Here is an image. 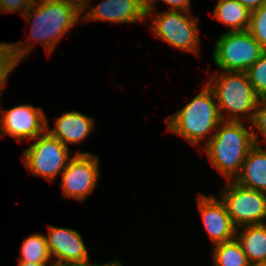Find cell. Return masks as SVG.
Wrapping results in <instances>:
<instances>
[{
  "label": "cell",
  "mask_w": 266,
  "mask_h": 266,
  "mask_svg": "<svg viewBox=\"0 0 266 266\" xmlns=\"http://www.w3.org/2000/svg\"><path fill=\"white\" fill-rule=\"evenodd\" d=\"M29 43V41L28 43H0V96L3 87L7 84L9 74L12 73L22 59L30 54L33 43Z\"/></svg>",
  "instance_id": "18"
},
{
  "label": "cell",
  "mask_w": 266,
  "mask_h": 266,
  "mask_svg": "<svg viewBox=\"0 0 266 266\" xmlns=\"http://www.w3.org/2000/svg\"><path fill=\"white\" fill-rule=\"evenodd\" d=\"M20 252L21 256L18 260L30 264H48L52 259L46 236L42 233H34L25 238Z\"/></svg>",
  "instance_id": "19"
},
{
  "label": "cell",
  "mask_w": 266,
  "mask_h": 266,
  "mask_svg": "<svg viewBox=\"0 0 266 266\" xmlns=\"http://www.w3.org/2000/svg\"><path fill=\"white\" fill-rule=\"evenodd\" d=\"M26 3L29 5V6H33V5H37L39 4L40 2H42L43 0H25Z\"/></svg>",
  "instance_id": "30"
},
{
  "label": "cell",
  "mask_w": 266,
  "mask_h": 266,
  "mask_svg": "<svg viewBox=\"0 0 266 266\" xmlns=\"http://www.w3.org/2000/svg\"><path fill=\"white\" fill-rule=\"evenodd\" d=\"M23 152L22 160L28 172L53 181L66 168L70 150L47 131L37 136Z\"/></svg>",
  "instance_id": "7"
},
{
  "label": "cell",
  "mask_w": 266,
  "mask_h": 266,
  "mask_svg": "<svg viewBox=\"0 0 266 266\" xmlns=\"http://www.w3.org/2000/svg\"><path fill=\"white\" fill-rule=\"evenodd\" d=\"M0 112V137L9 135L20 143L24 139L34 140L47 130L45 113L32 104H21Z\"/></svg>",
  "instance_id": "10"
},
{
  "label": "cell",
  "mask_w": 266,
  "mask_h": 266,
  "mask_svg": "<svg viewBox=\"0 0 266 266\" xmlns=\"http://www.w3.org/2000/svg\"><path fill=\"white\" fill-rule=\"evenodd\" d=\"M242 5H244L250 12L258 9L261 7L264 3H266V0H238Z\"/></svg>",
  "instance_id": "26"
},
{
  "label": "cell",
  "mask_w": 266,
  "mask_h": 266,
  "mask_svg": "<svg viewBox=\"0 0 266 266\" xmlns=\"http://www.w3.org/2000/svg\"><path fill=\"white\" fill-rule=\"evenodd\" d=\"M80 15L69 0H43L30 6L22 16L31 29L27 39L40 41L50 55L61 38L82 18Z\"/></svg>",
  "instance_id": "3"
},
{
  "label": "cell",
  "mask_w": 266,
  "mask_h": 266,
  "mask_svg": "<svg viewBox=\"0 0 266 266\" xmlns=\"http://www.w3.org/2000/svg\"><path fill=\"white\" fill-rule=\"evenodd\" d=\"M158 0H146V11H153L157 9L155 5ZM167 3L171 7L168 10L175 11H190L191 10V0H161Z\"/></svg>",
  "instance_id": "24"
},
{
  "label": "cell",
  "mask_w": 266,
  "mask_h": 266,
  "mask_svg": "<svg viewBox=\"0 0 266 266\" xmlns=\"http://www.w3.org/2000/svg\"><path fill=\"white\" fill-rule=\"evenodd\" d=\"M251 266H266V262L265 263H259V264H256V265H251Z\"/></svg>",
  "instance_id": "32"
},
{
  "label": "cell",
  "mask_w": 266,
  "mask_h": 266,
  "mask_svg": "<svg viewBox=\"0 0 266 266\" xmlns=\"http://www.w3.org/2000/svg\"><path fill=\"white\" fill-rule=\"evenodd\" d=\"M99 157L90 152L78 151L70 158L61 173V190L64 198H74L83 202L92 194L100 178Z\"/></svg>",
  "instance_id": "9"
},
{
  "label": "cell",
  "mask_w": 266,
  "mask_h": 266,
  "mask_svg": "<svg viewBox=\"0 0 266 266\" xmlns=\"http://www.w3.org/2000/svg\"><path fill=\"white\" fill-rule=\"evenodd\" d=\"M75 8L82 14L87 9L88 3L91 0H69ZM88 2V3H87ZM86 8V9H85Z\"/></svg>",
  "instance_id": "27"
},
{
  "label": "cell",
  "mask_w": 266,
  "mask_h": 266,
  "mask_svg": "<svg viewBox=\"0 0 266 266\" xmlns=\"http://www.w3.org/2000/svg\"><path fill=\"white\" fill-rule=\"evenodd\" d=\"M48 230V235L45 236L55 263L83 265L90 261L88 250L78 231L51 225Z\"/></svg>",
  "instance_id": "11"
},
{
  "label": "cell",
  "mask_w": 266,
  "mask_h": 266,
  "mask_svg": "<svg viewBox=\"0 0 266 266\" xmlns=\"http://www.w3.org/2000/svg\"><path fill=\"white\" fill-rule=\"evenodd\" d=\"M80 20L138 23L147 19L146 0H103Z\"/></svg>",
  "instance_id": "13"
},
{
  "label": "cell",
  "mask_w": 266,
  "mask_h": 266,
  "mask_svg": "<svg viewBox=\"0 0 266 266\" xmlns=\"http://www.w3.org/2000/svg\"><path fill=\"white\" fill-rule=\"evenodd\" d=\"M235 238L251 265L266 262V223L238 227Z\"/></svg>",
  "instance_id": "16"
},
{
  "label": "cell",
  "mask_w": 266,
  "mask_h": 266,
  "mask_svg": "<svg viewBox=\"0 0 266 266\" xmlns=\"http://www.w3.org/2000/svg\"><path fill=\"white\" fill-rule=\"evenodd\" d=\"M213 50L217 67L236 72H246L265 51L248 30L226 31L218 38Z\"/></svg>",
  "instance_id": "6"
},
{
  "label": "cell",
  "mask_w": 266,
  "mask_h": 266,
  "mask_svg": "<svg viewBox=\"0 0 266 266\" xmlns=\"http://www.w3.org/2000/svg\"><path fill=\"white\" fill-rule=\"evenodd\" d=\"M147 19L152 18L151 31L162 41L179 50L199 55L200 38L198 31V17H192L190 11L167 10L153 14L146 11Z\"/></svg>",
  "instance_id": "5"
},
{
  "label": "cell",
  "mask_w": 266,
  "mask_h": 266,
  "mask_svg": "<svg viewBox=\"0 0 266 266\" xmlns=\"http://www.w3.org/2000/svg\"><path fill=\"white\" fill-rule=\"evenodd\" d=\"M250 129V130H249ZM254 127H245L242 121H222L214 135L204 145L211 165L226 180H234L239 174L248 152L259 144Z\"/></svg>",
  "instance_id": "1"
},
{
  "label": "cell",
  "mask_w": 266,
  "mask_h": 266,
  "mask_svg": "<svg viewBox=\"0 0 266 266\" xmlns=\"http://www.w3.org/2000/svg\"><path fill=\"white\" fill-rule=\"evenodd\" d=\"M249 82L259 99L266 98V50L246 71Z\"/></svg>",
  "instance_id": "21"
},
{
  "label": "cell",
  "mask_w": 266,
  "mask_h": 266,
  "mask_svg": "<svg viewBox=\"0 0 266 266\" xmlns=\"http://www.w3.org/2000/svg\"><path fill=\"white\" fill-rule=\"evenodd\" d=\"M214 247V266H251L236 238Z\"/></svg>",
  "instance_id": "20"
},
{
  "label": "cell",
  "mask_w": 266,
  "mask_h": 266,
  "mask_svg": "<svg viewBox=\"0 0 266 266\" xmlns=\"http://www.w3.org/2000/svg\"><path fill=\"white\" fill-rule=\"evenodd\" d=\"M251 126L255 127L263 135L266 144V98L259 99L257 108L251 121Z\"/></svg>",
  "instance_id": "23"
},
{
  "label": "cell",
  "mask_w": 266,
  "mask_h": 266,
  "mask_svg": "<svg viewBox=\"0 0 266 266\" xmlns=\"http://www.w3.org/2000/svg\"><path fill=\"white\" fill-rule=\"evenodd\" d=\"M78 266H122V263L120 262V260L115 259L113 261H109L103 264H91L90 262H87L86 264Z\"/></svg>",
  "instance_id": "28"
},
{
  "label": "cell",
  "mask_w": 266,
  "mask_h": 266,
  "mask_svg": "<svg viewBox=\"0 0 266 266\" xmlns=\"http://www.w3.org/2000/svg\"><path fill=\"white\" fill-rule=\"evenodd\" d=\"M222 121L215 95L207 83L189 103L166 119L167 130L192 145H199L204 138L206 144Z\"/></svg>",
  "instance_id": "2"
},
{
  "label": "cell",
  "mask_w": 266,
  "mask_h": 266,
  "mask_svg": "<svg viewBox=\"0 0 266 266\" xmlns=\"http://www.w3.org/2000/svg\"><path fill=\"white\" fill-rule=\"evenodd\" d=\"M250 13L238 0H218L213 17L224 24L228 32L245 31L250 25Z\"/></svg>",
  "instance_id": "17"
},
{
  "label": "cell",
  "mask_w": 266,
  "mask_h": 266,
  "mask_svg": "<svg viewBox=\"0 0 266 266\" xmlns=\"http://www.w3.org/2000/svg\"><path fill=\"white\" fill-rule=\"evenodd\" d=\"M207 85L215 95L222 120L242 121L244 119L251 124L259 98L246 72L222 71L212 76Z\"/></svg>",
  "instance_id": "4"
},
{
  "label": "cell",
  "mask_w": 266,
  "mask_h": 266,
  "mask_svg": "<svg viewBox=\"0 0 266 266\" xmlns=\"http://www.w3.org/2000/svg\"><path fill=\"white\" fill-rule=\"evenodd\" d=\"M29 7L25 0H0V11L5 13L21 11L23 16Z\"/></svg>",
  "instance_id": "25"
},
{
  "label": "cell",
  "mask_w": 266,
  "mask_h": 266,
  "mask_svg": "<svg viewBox=\"0 0 266 266\" xmlns=\"http://www.w3.org/2000/svg\"><path fill=\"white\" fill-rule=\"evenodd\" d=\"M47 118V132L60 140L68 147L70 144H79L88 138L94 129V118L84 115L78 111L64 112L55 121V127L49 129Z\"/></svg>",
  "instance_id": "14"
},
{
  "label": "cell",
  "mask_w": 266,
  "mask_h": 266,
  "mask_svg": "<svg viewBox=\"0 0 266 266\" xmlns=\"http://www.w3.org/2000/svg\"><path fill=\"white\" fill-rule=\"evenodd\" d=\"M49 265L51 266H78V265H73V264H61V263H50Z\"/></svg>",
  "instance_id": "31"
},
{
  "label": "cell",
  "mask_w": 266,
  "mask_h": 266,
  "mask_svg": "<svg viewBox=\"0 0 266 266\" xmlns=\"http://www.w3.org/2000/svg\"><path fill=\"white\" fill-rule=\"evenodd\" d=\"M225 203L233 225L240 228L244 225L266 223V193L256 191L228 180L219 195Z\"/></svg>",
  "instance_id": "8"
},
{
  "label": "cell",
  "mask_w": 266,
  "mask_h": 266,
  "mask_svg": "<svg viewBox=\"0 0 266 266\" xmlns=\"http://www.w3.org/2000/svg\"><path fill=\"white\" fill-rule=\"evenodd\" d=\"M17 266H47V264H35V263H28V262H23L18 260V265Z\"/></svg>",
  "instance_id": "29"
},
{
  "label": "cell",
  "mask_w": 266,
  "mask_h": 266,
  "mask_svg": "<svg viewBox=\"0 0 266 266\" xmlns=\"http://www.w3.org/2000/svg\"><path fill=\"white\" fill-rule=\"evenodd\" d=\"M197 204L206 233L214 245L235 238L236 227L231 221L225 203L220 198L199 193Z\"/></svg>",
  "instance_id": "12"
},
{
  "label": "cell",
  "mask_w": 266,
  "mask_h": 266,
  "mask_svg": "<svg viewBox=\"0 0 266 266\" xmlns=\"http://www.w3.org/2000/svg\"><path fill=\"white\" fill-rule=\"evenodd\" d=\"M248 31L266 50V3L258 9L251 11Z\"/></svg>",
  "instance_id": "22"
},
{
  "label": "cell",
  "mask_w": 266,
  "mask_h": 266,
  "mask_svg": "<svg viewBox=\"0 0 266 266\" xmlns=\"http://www.w3.org/2000/svg\"><path fill=\"white\" fill-rule=\"evenodd\" d=\"M233 181L243 187L266 193V149L255 144Z\"/></svg>",
  "instance_id": "15"
}]
</instances>
